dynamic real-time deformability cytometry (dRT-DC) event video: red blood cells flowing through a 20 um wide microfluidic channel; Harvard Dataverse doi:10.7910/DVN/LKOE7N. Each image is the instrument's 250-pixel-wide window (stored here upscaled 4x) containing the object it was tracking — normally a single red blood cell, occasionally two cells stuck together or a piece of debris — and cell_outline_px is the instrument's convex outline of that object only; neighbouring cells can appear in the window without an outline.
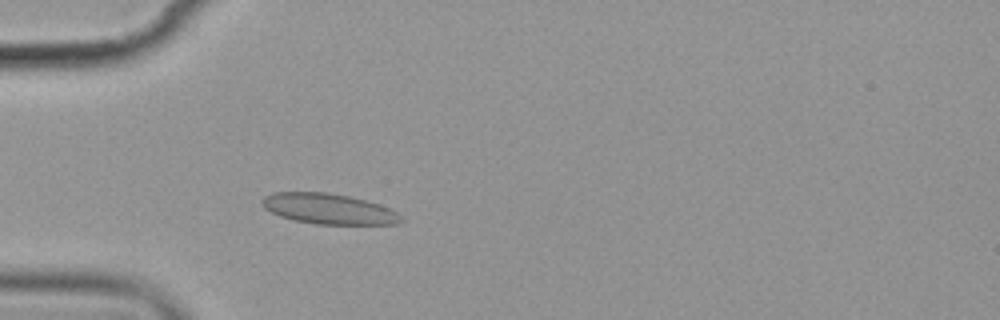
{"species": "common noctule bat (a hibernating species)", "species_latin": "Nyctalus noctula", "temperature_condition": "cold", "stored_images_in_passage": 4, "camera_frame_rate_fps": 3000, "um_per_image_px": 0.085, "animal": {"sex": "female", "body_mass_g": 19.9}, "frame": {"image": 1, "passage_image": 4, "time_ms": 3.667, "image_size_px": [1000, 320], "cell_outline_px": [[404, 220], [396, 224], [316, 224], [292, 220], [280, 216], [264, 208], [260, 204], [260, 200], [264, 196], [272, 192], [324, 192], [348, 196], [364, 200], [388, 208], [396, 212]], "centroid_in_image_um": [27.86, 17.75], "position_along_channel_um": 57.1, "area_um2": 24.57}}